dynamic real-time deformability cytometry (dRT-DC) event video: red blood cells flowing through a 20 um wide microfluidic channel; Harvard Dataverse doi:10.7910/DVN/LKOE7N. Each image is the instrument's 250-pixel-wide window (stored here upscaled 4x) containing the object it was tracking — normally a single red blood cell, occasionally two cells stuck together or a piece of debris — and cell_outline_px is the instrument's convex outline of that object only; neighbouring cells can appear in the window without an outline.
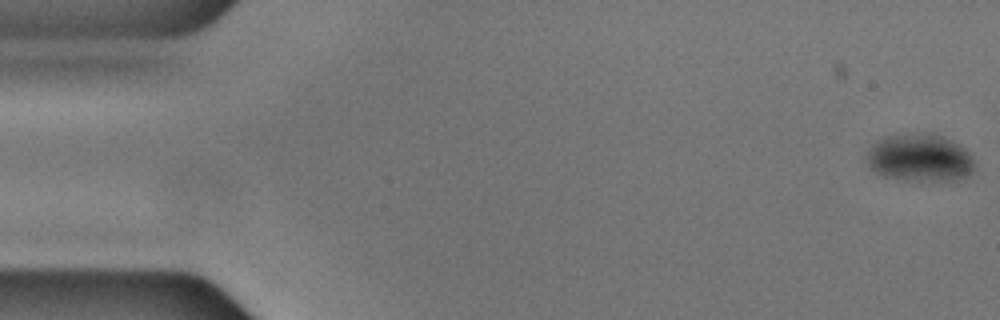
{"species": "common noctule bat (a hibernating species)", "species_latin": "Nyctalus noctula", "temperature_condition": "cold", "stored_images_in_passage": 57, "camera_frame_rate_fps": 3000, "um_per_image_px": 0.085, "animal": {"sex": "male", "body_mass_g": 17.9, "forearm_length_mm": 54.2}, "frame": {"image": 1, "passage_image": 1, "time_ms": 0.0, "image_size_px": [1000, 320], "cell_outline_px": [[976, 168], [968, 176], [952, 180], [904, 180], [884, 176], [876, 172], [868, 164], [868, 148], [872, 144], [888, 136], [940, 136], [964, 148], [972, 156], [976, 164]], "centroid_in_image_um": [78.21, 13.48], "position_along_channel_um": 6.8, "area_um2": 28.9}}
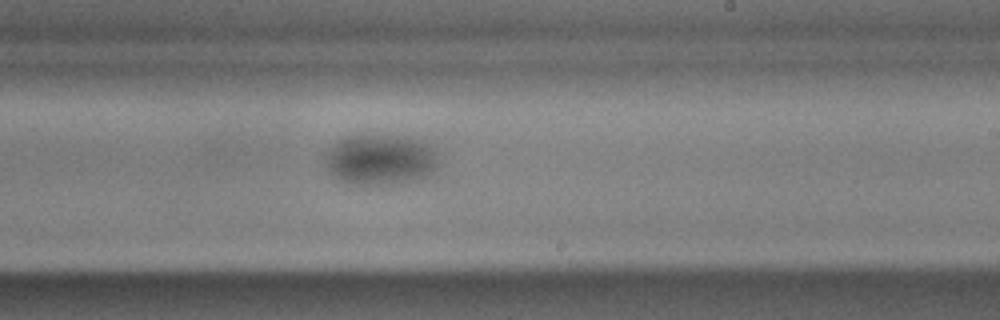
{"frame": {"image": 2, "passage_image": 33, "time_ms": 10.667, "image_size_px": [1000, 320], "cell_outline_px": [[436, 168], [428, 176], [420, 180], [400, 184], [352, 184], [340, 180], [328, 172], [324, 164], [324, 156], [328, 148], [336, 140], [344, 136], [388, 136], [416, 140], [432, 148], [436, 160]], "centroid_in_image_um": [32.23, 13.61], "position_along_channel_um": 256.8, "area_um2": 33.29}}
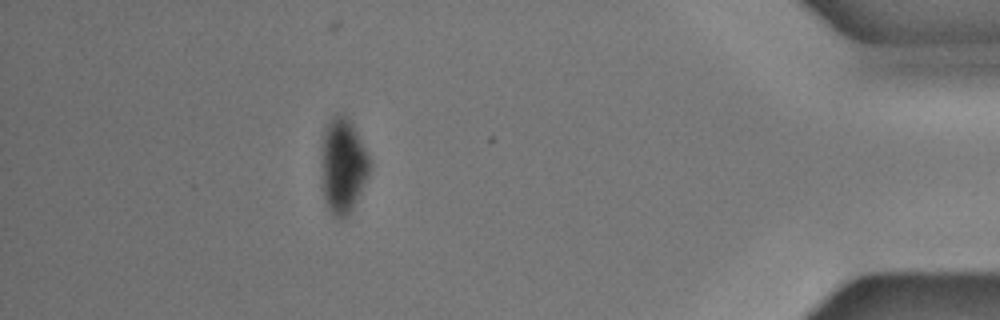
{"frame": {"image": 3, "passage_image": 50, "time_ms": 16.333, "image_size_px": [1000, 320], "cell_outline_px": [[368, 176], [348, 216], [340, 220], [328, 208], [324, 200], [320, 184], [320, 148], [324, 128], [340, 112], [352, 124], [368, 156]], "centroid_in_image_um": [29.07, 14.12], "position_along_channel_um": 406.1, "area_um2": 26.65}}